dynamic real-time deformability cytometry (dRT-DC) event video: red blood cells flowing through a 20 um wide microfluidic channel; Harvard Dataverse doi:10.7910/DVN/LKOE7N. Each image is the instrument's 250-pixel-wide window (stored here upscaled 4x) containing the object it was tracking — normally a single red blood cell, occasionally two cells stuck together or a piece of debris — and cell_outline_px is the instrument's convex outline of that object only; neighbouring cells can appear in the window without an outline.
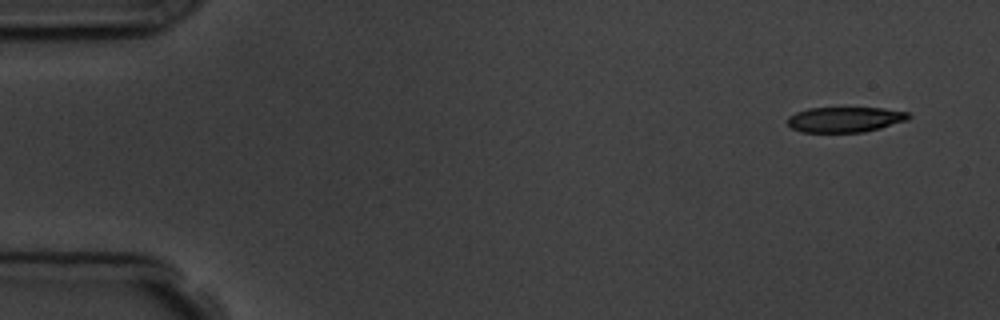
{"species": "common noctule bat (a hibernating species)", "species_latin": "Nyctalus noctula", "temperature_condition": "room temperature", "stored_images_in_passage": 4, "camera_frame_rate_fps": 3000, "um_per_image_px": 0.085, "animal": {"sex": "male", "body_mass_g": 19.5, "forearm_length_mm": 54.6}, "frame": {"image": 1, "passage_image": 1, "time_ms": 0.0, "image_size_px": [1000, 320], "cell_outline_px": [[912, 116], [908, 120], [880, 128], [864, 132], [800, 132], [792, 128], [788, 124], [788, 116], [796, 112], [808, 108], [884, 108], [908, 112]], "centroid_in_image_um": [71.84, 10.16], "position_along_channel_um": 13.2, "area_um2": 17.92}}
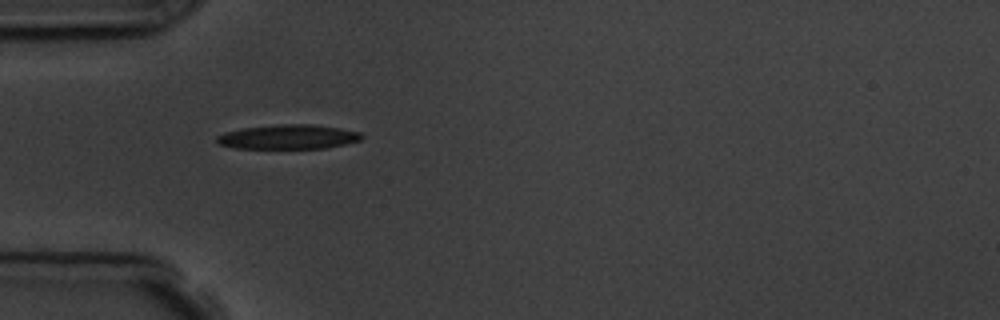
{"frame": {"image": 2, "passage_image": 4, "time_ms": 4.333, "image_size_px": [1000, 320], "cell_outline_px": [[364, 136], [360, 140], [344, 144], [324, 148], [232, 148], [216, 144], [216, 136], [224, 132], [244, 128], [280, 124], [312, 124], [340, 128], [360, 132]], "centroid_in_image_um": [24.47, 11.63], "position_along_channel_um": 60.5, "area_um2": 20.63}}